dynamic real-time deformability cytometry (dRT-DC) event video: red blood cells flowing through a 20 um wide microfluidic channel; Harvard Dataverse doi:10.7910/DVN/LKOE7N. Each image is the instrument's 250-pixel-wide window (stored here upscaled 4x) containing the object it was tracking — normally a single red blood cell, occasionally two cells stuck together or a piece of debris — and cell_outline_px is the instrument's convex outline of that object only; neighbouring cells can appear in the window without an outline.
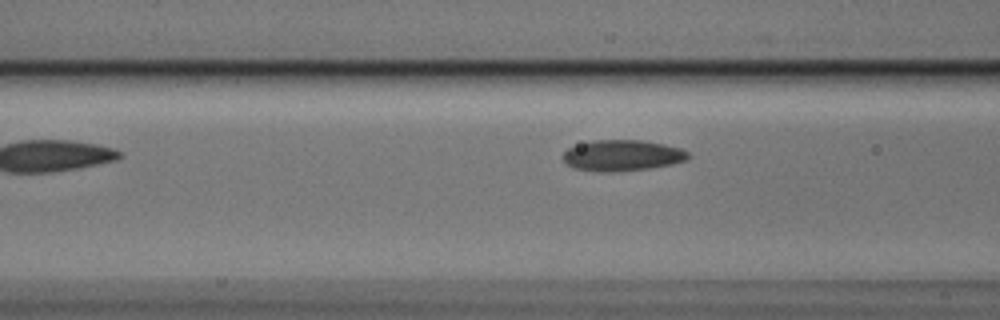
{"species": "Egyptian fruit bat (a non-hibernating species)", "species_latin": "Rousettus aegyptiacus", "temperature_condition": "cold", "stored_images_in_passage": 5, "camera_frame_rate_fps": 3000, "um_per_image_px": 0.085, "animal": {"sex": "male"}, "frame": {"image": 1, "passage_image": 4, "time_ms": 1.0, "image_size_px": [1000, 320], "cell_outline_px": [[692, 156], [688, 160], [672, 164], [648, 168], [616, 172], [596, 172], [572, 168], [564, 164], [564, 152], [568, 148], [592, 140], [640, 140], [664, 144], [680, 148], [688, 152]], "centroid_in_image_um": [52.89, 13.22], "position_along_channel_um": 113.7, "area_um2": 22.83}}